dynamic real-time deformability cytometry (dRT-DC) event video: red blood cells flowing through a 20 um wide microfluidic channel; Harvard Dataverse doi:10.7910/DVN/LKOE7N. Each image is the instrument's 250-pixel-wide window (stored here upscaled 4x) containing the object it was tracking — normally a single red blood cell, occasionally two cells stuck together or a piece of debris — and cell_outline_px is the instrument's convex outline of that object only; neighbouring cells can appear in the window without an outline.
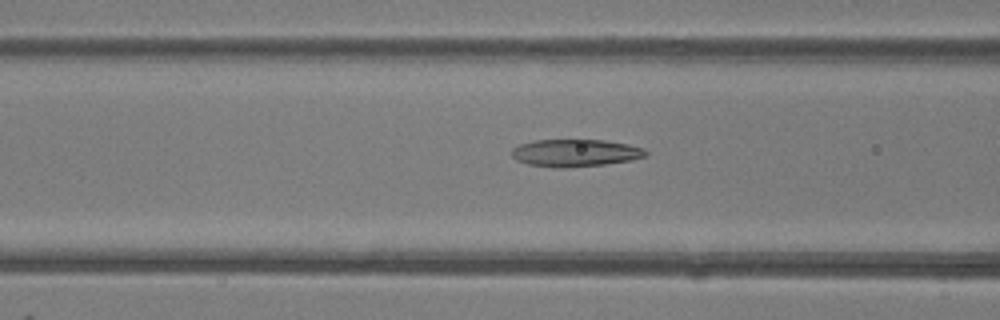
{"species": "common noctule bat (a hibernating species)", "species_latin": "Nyctalus noctula", "temperature_condition": "room temperature", "stored_images_in_passage": 49, "camera_frame_rate_fps": 3000, "um_per_image_px": 0.085, "animal": {"sex": "female"}, "frame": {"image": 1, "passage_image": 20, "time_ms": 6.333, "image_size_px": [1000, 320], "cell_outline_px": [[648, 156], [628, 160], [604, 164], [564, 168], [552, 168], [528, 164], [516, 160], [512, 156], [512, 148], [520, 144], [536, 140], [604, 140], [628, 144], [644, 148], [648, 152]], "centroid_in_image_um": [48.89, 13.0], "position_along_channel_um": 117.7, "area_um2": 21.39}}
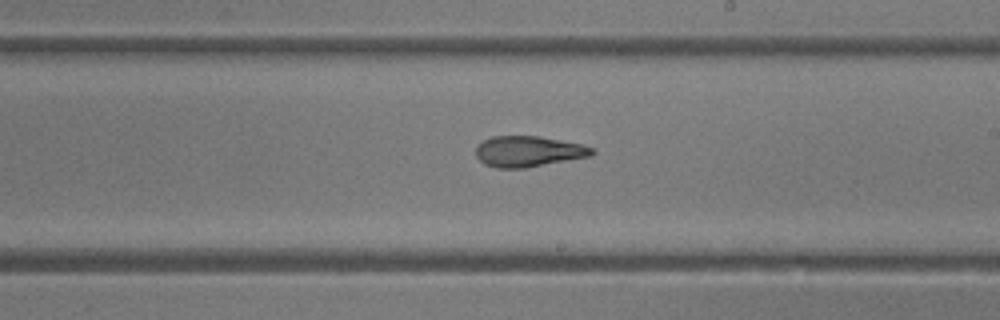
{"frame": {"image": 2, "passage_image": 29, "time_ms": 9.333, "image_size_px": [1000, 320], "cell_outline_px": [[596, 152], [592, 156], [524, 168], [496, 168], [484, 164], [476, 156], [476, 144], [492, 136], [540, 136], [580, 144], [592, 148]], "centroid_in_image_um": [44.89, 12.87], "position_along_channel_um": 244.1, "area_um2": 20.87}}
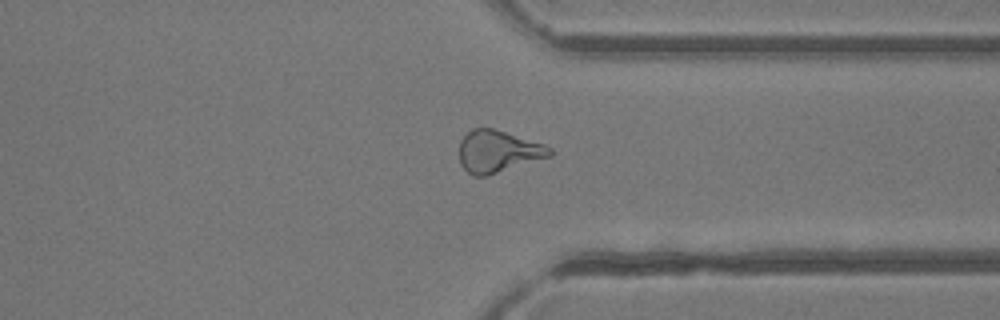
{"frame": {"image": 3, "passage_image": 38, "time_ms": 12.333, "image_size_px": [1000, 320], "cell_outline_px": [[552, 156], [484, 176], [472, 176], [460, 164], [460, 140], [472, 128], [492, 128], [544, 144], [552, 148]], "centroid_in_image_um": [42.32, 12.87], "position_along_channel_um": 369.1, "area_um2": 21.91}, "authors_computed_cell_mechanics": {"area_um2": 22.4264, "velocity_mm_per_s": 4.2113, "shape_relaxation_time_tau1_ms": 9.6625, "shape_relaxation_time_tau2_ms": 2.9136, "deformation_change_tau1": 0.264, "deformation_change_tau2": 0.1104}}